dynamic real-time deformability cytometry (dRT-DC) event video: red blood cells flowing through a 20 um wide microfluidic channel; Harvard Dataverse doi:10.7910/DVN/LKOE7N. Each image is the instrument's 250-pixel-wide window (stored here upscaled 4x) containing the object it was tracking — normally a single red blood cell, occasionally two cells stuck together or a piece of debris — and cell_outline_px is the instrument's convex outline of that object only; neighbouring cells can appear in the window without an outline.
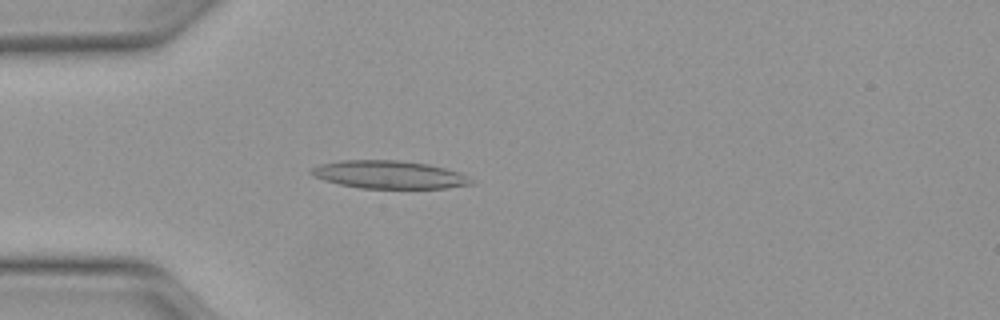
{"species": "Egyptian fruit bat (a non-hibernating species)", "species_latin": "Rousettus aegyptiacus", "temperature_condition": "warm", "stored_images_in_passage": 41, "camera_frame_rate_fps": 3000, "um_per_image_px": 0.085, "animal": {"sex": "female"}, "frame": {"image": 1, "passage_image": 6, "time_ms": 1.667, "image_size_px": [1000, 320], "cell_outline_px": [[472, 184], [448, 188], [360, 188], [340, 184], [324, 180], [308, 172], [312, 168], [320, 164], [340, 160], [396, 160], [428, 164], [444, 168], [456, 172], [472, 180]], "centroid_in_image_um": [33.03, 14.84], "position_along_channel_um": 52.0, "area_um2": 25.66}}
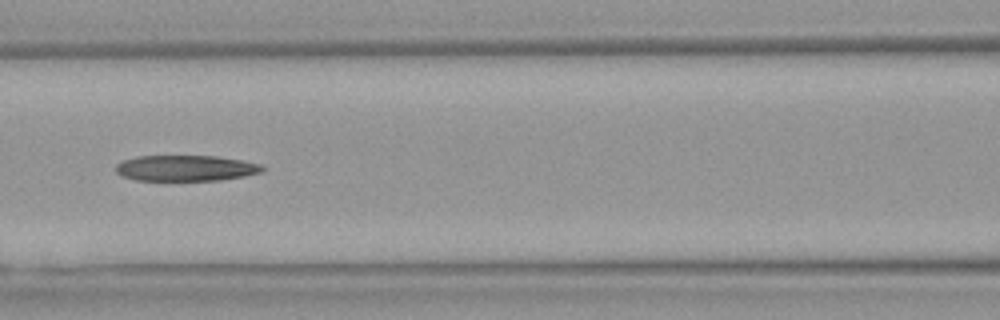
{"frame": {"image": 2, "passage_image": 14, "time_ms": 4.333, "image_size_px": [1000, 320], "cell_outline_px": [[264, 168], [260, 172], [244, 176], [220, 180], [136, 180], [124, 176], [116, 172], [116, 164], [124, 160], [136, 156], [216, 156], [240, 160], [260, 164]], "centroid_in_image_um": [15.77, 14.29], "position_along_channel_um": 150.8, "area_um2": 21.79}}
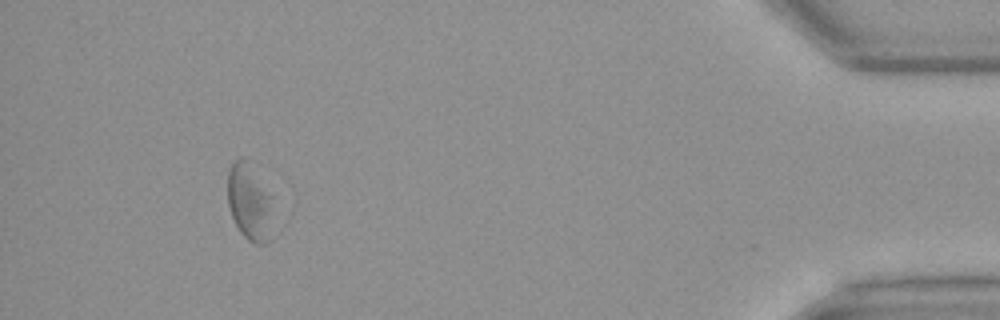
{"frame": {"image": 3, "passage_image": 38, "time_ms": 12.333, "image_size_px": [1000, 320], "cell_outline_px": [[272, 196], [268, 244], [256, 244], [248, 240], [240, 232], [232, 216], [228, 204], [228, 168], [236, 160], [244, 156], [248, 156]], "centroid_in_image_um": [21.19, 17.09], "position_along_channel_um": 414.0, "area_um2": 20.52}, "authors_computed_cell_mechanics": {"area_um2": 23.5824, "velocity_mm_per_s": 4.0887, "shape_relaxation_time_tau1_ms": 9.1789, "shape_relaxation_time_tau2_ms": null, "deformation_change_tau1": 0.232, "deformation_change_tau2": null}}